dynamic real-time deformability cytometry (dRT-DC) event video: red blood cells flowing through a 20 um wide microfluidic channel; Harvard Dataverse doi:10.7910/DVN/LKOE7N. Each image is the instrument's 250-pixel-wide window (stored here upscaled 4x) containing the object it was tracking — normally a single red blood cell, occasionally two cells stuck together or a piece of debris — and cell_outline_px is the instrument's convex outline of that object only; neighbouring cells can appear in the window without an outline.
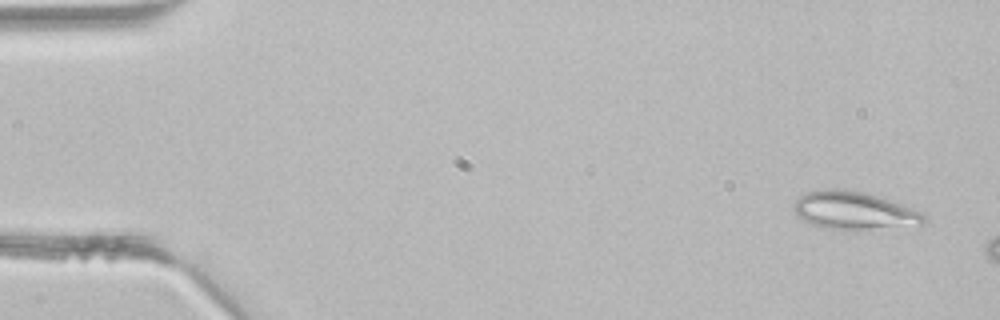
{"species": "common noctule bat (a hibernating species)", "species_latin": "Nyctalus noctula", "temperature_condition": "room temperature", "stored_images_in_passage": 4, "camera_frame_rate_fps": 3000, "um_per_image_px": 0.085, "animal": {"sex": "male", "body_mass_g": 21.5, "forearm_length_mm": 52.0}, "frame": {"image": 1, "passage_image": 4, "time_ms": 1.0, "image_size_px": [1000, 320], "cell_outline_px": [[928, 220], [924, 224], [868, 228], [828, 228], [812, 224], [804, 220], [792, 208], [792, 204], [800, 196], [808, 192], [832, 188], [848, 188], [864, 192], [892, 200], [904, 204], [928, 216]], "centroid_in_image_um": [72.62, 17.85], "position_along_channel_um": 12.4, "area_um2": 28.26}}